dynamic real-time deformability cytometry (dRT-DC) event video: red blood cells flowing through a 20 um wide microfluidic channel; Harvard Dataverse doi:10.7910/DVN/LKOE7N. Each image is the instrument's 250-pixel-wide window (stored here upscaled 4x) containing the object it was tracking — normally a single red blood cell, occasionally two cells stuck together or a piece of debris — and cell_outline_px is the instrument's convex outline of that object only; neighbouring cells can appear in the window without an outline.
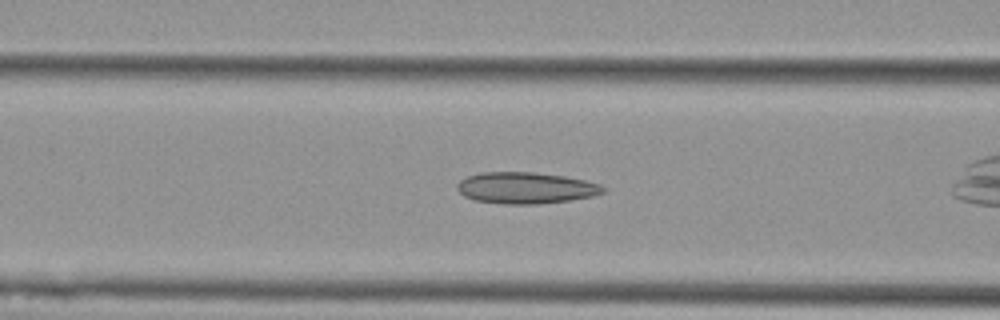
{"species": "Egyptian fruit bat (a non-hibernating species)", "species_latin": "Rousettus aegyptiacus", "temperature_condition": "cold", "stored_images_in_passage": 46, "camera_frame_rate_fps": 3000, "um_per_image_px": 0.085, "animal": {"sex": "female"}, "frame": {"image": 1, "passage_image": 17, "time_ms": 5.333, "image_size_px": [1000, 320], "cell_outline_px": [[608, 188], [604, 192], [592, 196], [572, 200], [536, 204], [504, 204], [476, 200], [464, 196], [456, 188], [456, 184], [460, 180], [468, 176], [480, 172], [536, 172], [564, 176], [584, 180], [600, 184]], "centroid_in_image_um": [44.7, 15.97], "position_along_channel_um": 121.9, "area_um2": 26.82}}
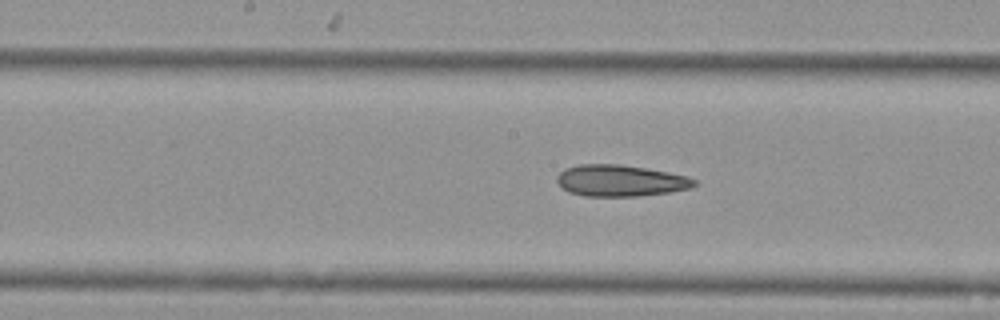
{"frame": {"image": 2, "passage_image": 23, "time_ms": 7.333, "image_size_px": [1000, 320], "cell_outline_px": [[696, 184], [692, 188], [668, 192], [636, 196], [584, 196], [568, 192], [556, 180], [556, 176], [564, 168], [580, 164], [620, 164], [668, 172], [688, 176], [696, 180]], "centroid_in_image_um": [52.72, 15.35], "position_along_channel_um": 195.5, "area_um2": 25.14}}
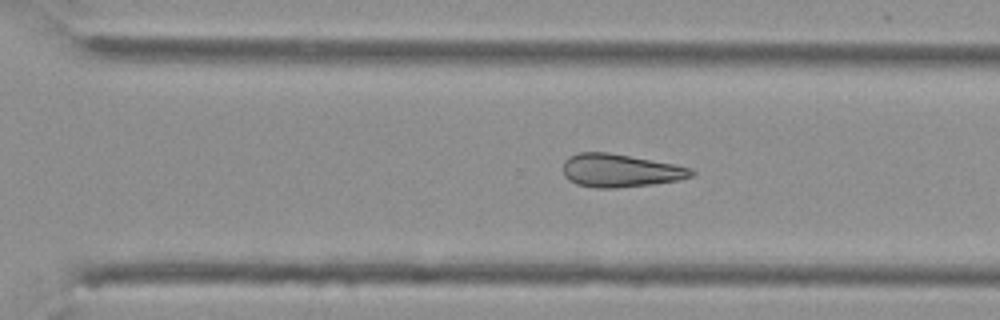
{"frame": {"image": 3, "passage_image": 33, "time_ms": 10.667, "image_size_px": [1000, 320], "cell_outline_px": [[696, 172], [692, 176], [680, 180], [652, 184], [616, 188], [596, 188], [576, 184], [568, 180], [564, 176], [564, 160], [568, 156], [576, 152], [608, 152], [672, 164], [692, 168]], "centroid_in_image_um": [52.69, 14.5], "position_along_channel_um": 317.9, "area_um2": 24.8}, "authors_computed_cell_mechanics": {"area_um2": 25.9811, "velocity_mm_per_s": 3.6803, "shape_relaxation_time_tau1_ms": null, "shape_relaxation_time_tau2_ms": 10.4627, "deformation_change_tau1": null, "deformation_change_tau2": 0.2079}}